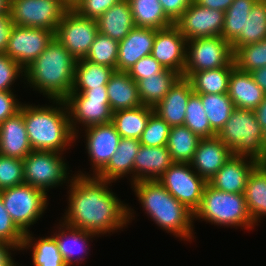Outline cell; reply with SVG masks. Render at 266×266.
Wrapping results in <instances>:
<instances>
[{
	"label": "cell",
	"instance_id": "1",
	"mask_svg": "<svg viewBox=\"0 0 266 266\" xmlns=\"http://www.w3.org/2000/svg\"><path fill=\"white\" fill-rule=\"evenodd\" d=\"M77 172L68 185V209L60 220L98 237L127 227L135 212L110 190L113 182Z\"/></svg>",
	"mask_w": 266,
	"mask_h": 266
},
{
	"label": "cell",
	"instance_id": "2",
	"mask_svg": "<svg viewBox=\"0 0 266 266\" xmlns=\"http://www.w3.org/2000/svg\"><path fill=\"white\" fill-rule=\"evenodd\" d=\"M76 61L54 37L24 70L23 82L49 100H64L73 87Z\"/></svg>",
	"mask_w": 266,
	"mask_h": 266
},
{
	"label": "cell",
	"instance_id": "3",
	"mask_svg": "<svg viewBox=\"0 0 266 266\" xmlns=\"http://www.w3.org/2000/svg\"><path fill=\"white\" fill-rule=\"evenodd\" d=\"M55 105L22 104L28 140L32 150L63 153L75 143L64 100H51ZM47 105V106H46ZM59 105V106H58ZM72 143V144H71ZM68 147V148H67Z\"/></svg>",
	"mask_w": 266,
	"mask_h": 266
},
{
	"label": "cell",
	"instance_id": "4",
	"mask_svg": "<svg viewBox=\"0 0 266 266\" xmlns=\"http://www.w3.org/2000/svg\"><path fill=\"white\" fill-rule=\"evenodd\" d=\"M132 187L143 211L160 229L192 241L194 213L172 196L158 180L133 182Z\"/></svg>",
	"mask_w": 266,
	"mask_h": 266
},
{
	"label": "cell",
	"instance_id": "5",
	"mask_svg": "<svg viewBox=\"0 0 266 266\" xmlns=\"http://www.w3.org/2000/svg\"><path fill=\"white\" fill-rule=\"evenodd\" d=\"M194 220L206 221L220 227H255L247 209L244 193L219 191L208 183L204 187L200 206L194 212Z\"/></svg>",
	"mask_w": 266,
	"mask_h": 266
},
{
	"label": "cell",
	"instance_id": "6",
	"mask_svg": "<svg viewBox=\"0 0 266 266\" xmlns=\"http://www.w3.org/2000/svg\"><path fill=\"white\" fill-rule=\"evenodd\" d=\"M217 137L232 150L233 155L254 158L262 163L263 130L254 110L235 107Z\"/></svg>",
	"mask_w": 266,
	"mask_h": 266
},
{
	"label": "cell",
	"instance_id": "7",
	"mask_svg": "<svg viewBox=\"0 0 266 266\" xmlns=\"http://www.w3.org/2000/svg\"><path fill=\"white\" fill-rule=\"evenodd\" d=\"M64 101L75 139L79 136L77 134L80 124L86 129L112 122L113 112L108 100L107 86L91 88L86 91H71Z\"/></svg>",
	"mask_w": 266,
	"mask_h": 266
},
{
	"label": "cell",
	"instance_id": "8",
	"mask_svg": "<svg viewBox=\"0 0 266 266\" xmlns=\"http://www.w3.org/2000/svg\"><path fill=\"white\" fill-rule=\"evenodd\" d=\"M3 204L13 222L25 234L36 224L48 207V198L43 190L23 183L0 190Z\"/></svg>",
	"mask_w": 266,
	"mask_h": 266
},
{
	"label": "cell",
	"instance_id": "9",
	"mask_svg": "<svg viewBox=\"0 0 266 266\" xmlns=\"http://www.w3.org/2000/svg\"><path fill=\"white\" fill-rule=\"evenodd\" d=\"M63 154L55 151L32 150L24 159V182L43 190L46 194L49 189L69 184V166ZM69 178V179H68Z\"/></svg>",
	"mask_w": 266,
	"mask_h": 266
},
{
	"label": "cell",
	"instance_id": "10",
	"mask_svg": "<svg viewBox=\"0 0 266 266\" xmlns=\"http://www.w3.org/2000/svg\"><path fill=\"white\" fill-rule=\"evenodd\" d=\"M231 44L222 36L199 37L186 41V65L183 72H198L235 66Z\"/></svg>",
	"mask_w": 266,
	"mask_h": 266
},
{
	"label": "cell",
	"instance_id": "11",
	"mask_svg": "<svg viewBox=\"0 0 266 266\" xmlns=\"http://www.w3.org/2000/svg\"><path fill=\"white\" fill-rule=\"evenodd\" d=\"M70 7L63 0H12L10 14L16 26L43 28L56 32Z\"/></svg>",
	"mask_w": 266,
	"mask_h": 266
},
{
	"label": "cell",
	"instance_id": "12",
	"mask_svg": "<svg viewBox=\"0 0 266 266\" xmlns=\"http://www.w3.org/2000/svg\"><path fill=\"white\" fill-rule=\"evenodd\" d=\"M165 189L193 213L199 208L208 183L190 163L174 162L158 179Z\"/></svg>",
	"mask_w": 266,
	"mask_h": 266
},
{
	"label": "cell",
	"instance_id": "13",
	"mask_svg": "<svg viewBox=\"0 0 266 266\" xmlns=\"http://www.w3.org/2000/svg\"><path fill=\"white\" fill-rule=\"evenodd\" d=\"M98 33L95 19L80 16L70 8L58 24L55 38L76 59H84Z\"/></svg>",
	"mask_w": 266,
	"mask_h": 266
},
{
	"label": "cell",
	"instance_id": "14",
	"mask_svg": "<svg viewBox=\"0 0 266 266\" xmlns=\"http://www.w3.org/2000/svg\"><path fill=\"white\" fill-rule=\"evenodd\" d=\"M55 37V32L33 27L14 25L5 54L24 70L45 50Z\"/></svg>",
	"mask_w": 266,
	"mask_h": 266
},
{
	"label": "cell",
	"instance_id": "15",
	"mask_svg": "<svg viewBox=\"0 0 266 266\" xmlns=\"http://www.w3.org/2000/svg\"><path fill=\"white\" fill-rule=\"evenodd\" d=\"M225 12L205 8L194 1L174 23L188 41L199 37L221 36Z\"/></svg>",
	"mask_w": 266,
	"mask_h": 266
},
{
	"label": "cell",
	"instance_id": "16",
	"mask_svg": "<svg viewBox=\"0 0 266 266\" xmlns=\"http://www.w3.org/2000/svg\"><path fill=\"white\" fill-rule=\"evenodd\" d=\"M151 55L166 69L174 70L183 77L186 65V40L173 24L155 29V40Z\"/></svg>",
	"mask_w": 266,
	"mask_h": 266
},
{
	"label": "cell",
	"instance_id": "17",
	"mask_svg": "<svg viewBox=\"0 0 266 266\" xmlns=\"http://www.w3.org/2000/svg\"><path fill=\"white\" fill-rule=\"evenodd\" d=\"M86 137L88 157L92 165L93 174L96 176L109 162L115 153L121 136L112 122L95 125L83 129Z\"/></svg>",
	"mask_w": 266,
	"mask_h": 266
},
{
	"label": "cell",
	"instance_id": "18",
	"mask_svg": "<svg viewBox=\"0 0 266 266\" xmlns=\"http://www.w3.org/2000/svg\"><path fill=\"white\" fill-rule=\"evenodd\" d=\"M258 163L254 158L232 155L208 184L219 191L244 193L249 175Z\"/></svg>",
	"mask_w": 266,
	"mask_h": 266
},
{
	"label": "cell",
	"instance_id": "19",
	"mask_svg": "<svg viewBox=\"0 0 266 266\" xmlns=\"http://www.w3.org/2000/svg\"><path fill=\"white\" fill-rule=\"evenodd\" d=\"M232 155V150L217 136L201 138L190 165L208 182Z\"/></svg>",
	"mask_w": 266,
	"mask_h": 266
},
{
	"label": "cell",
	"instance_id": "20",
	"mask_svg": "<svg viewBox=\"0 0 266 266\" xmlns=\"http://www.w3.org/2000/svg\"><path fill=\"white\" fill-rule=\"evenodd\" d=\"M58 231L53 233L58 249L66 266H73L84 262L85 257L89 253V242L95 233L85 231L80 228L71 227L63 222H59ZM81 253V254H80ZM84 254V255H82ZM80 255V256H79Z\"/></svg>",
	"mask_w": 266,
	"mask_h": 266
},
{
	"label": "cell",
	"instance_id": "21",
	"mask_svg": "<svg viewBox=\"0 0 266 266\" xmlns=\"http://www.w3.org/2000/svg\"><path fill=\"white\" fill-rule=\"evenodd\" d=\"M155 29L134 27L119 42L116 71L127 72L137 61L152 53Z\"/></svg>",
	"mask_w": 266,
	"mask_h": 266
},
{
	"label": "cell",
	"instance_id": "22",
	"mask_svg": "<svg viewBox=\"0 0 266 266\" xmlns=\"http://www.w3.org/2000/svg\"><path fill=\"white\" fill-rule=\"evenodd\" d=\"M193 93L190 81L181 76L153 108L154 112L171 127L184 125L186 106Z\"/></svg>",
	"mask_w": 266,
	"mask_h": 266
},
{
	"label": "cell",
	"instance_id": "23",
	"mask_svg": "<svg viewBox=\"0 0 266 266\" xmlns=\"http://www.w3.org/2000/svg\"><path fill=\"white\" fill-rule=\"evenodd\" d=\"M173 163L166 146L141 145L133 163V182L157 180Z\"/></svg>",
	"mask_w": 266,
	"mask_h": 266
},
{
	"label": "cell",
	"instance_id": "24",
	"mask_svg": "<svg viewBox=\"0 0 266 266\" xmlns=\"http://www.w3.org/2000/svg\"><path fill=\"white\" fill-rule=\"evenodd\" d=\"M31 151L24 116L20 111L0 123L1 155L23 160Z\"/></svg>",
	"mask_w": 266,
	"mask_h": 266
},
{
	"label": "cell",
	"instance_id": "25",
	"mask_svg": "<svg viewBox=\"0 0 266 266\" xmlns=\"http://www.w3.org/2000/svg\"><path fill=\"white\" fill-rule=\"evenodd\" d=\"M227 94L236 108L249 110H254L265 96L250 72L241 71L236 66L231 70Z\"/></svg>",
	"mask_w": 266,
	"mask_h": 266
},
{
	"label": "cell",
	"instance_id": "26",
	"mask_svg": "<svg viewBox=\"0 0 266 266\" xmlns=\"http://www.w3.org/2000/svg\"><path fill=\"white\" fill-rule=\"evenodd\" d=\"M140 146L141 144L138 139L121 138L119 145L115 153L110 158L108 164L96 175V177L110 182H115L126 175H130L132 184L133 163Z\"/></svg>",
	"mask_w": 266,
	"mask_h": 266
},
{
	"label": "cell",
	"instance_id": "27",
	"mask_svg": "<svg viewBox=\"0 0 266 266\" xmlns=\"http://www.w3.org/2000/svg\"><path fill=\"white\" fill-rule=\"evenodd\" d=\"M107 95L112 112L142 105L137 82L128 72L114 71L107 83Z\"/></svg>",
	"mask_w": 266,
	"mask_h": 266
},
{
	"label": "cell",
	"instance_id": "28",
	"mask_svg": "<svg viewBox=\"0 0 266 266\" xmlns=\"http://www.w3.org/2000/svg\"><path fill=\"white\" fill-rule=\"evenodd\" d=\"M98 32L120 42L135 27L128 0H120L97 20Z\"/></svg>",
	"mask_w": 266,
	"mask_h": 266
},
{
	"label": "cell",
	"instance_id": "29",
	"mask_svg": "<svg viewBox=\"0 0 266 266\" xmlns=\"http://www.w3.org/2000/svg\"><path fill=\"white\" fill-rule=\"evenodd\" d=\"M244 195L251 221L257 226L266 217V164L258 163L253 168Z\"/></svg>",
	"mask_w": 266,
	"mask_h": 266
},
{
	"label": "cell",
	"instance_id": "30",
	"mask_svg": "<svg viewBox=\"0 0 266 266\" xmlns=\"http://www.w3.org/2000/svg\"><path fill=\"white\" fill-rule=\"evenodd\" d=\"M235 66H225L198 72H183L195 94H223L228 93L231 70Z\"/></svg>",
	"mask_w": 266,
	"mask_h": 266
},
{
	"label": "cell",
	"instance_id": "31",
	"mask_svg": "<svg viewBox=\"0 0 266 266\" xmlns=\"http://www.w3.org/2000/svg\"><path fill=\"white\" fill-rule=\"evenodd\" d=\"M181 75L170 69L137 82L142 105L154 108L168 93Z\"/></svg>",
	"mask_w": 266,
	"mask_h": 266
},
{
	"label": "cell",
	"instance_id": "32",
	"mask_svg": "<svg viewBox=\"0 0 266 266\" xmlns=\"http://www.w3.org/2000/svg\"><path fill=\"white\" fill-rule=\"evenodd\" d=\"M154 109L141 105L133 109L119 110L113 113L112 123L121 138L140 139L146 129L149 117Z\"/></svg>",
	"mask_w": 266,
	"mask_h": 266
},
{
	"label": "cell",
	"instance_id": "33",
	"mask_svg": "<svg viewBox=\"0 0 266 266\" xmlns=\"http://www.w3.org/2000/svg\"><path fill=\"white\" fill-rule=\"evenodd\" d=\"M115 69L89 60L76 61L74 83L71 91H86L106 86Z\"/></svg>",
	"mask_w": 266,
	"mask_h": 266
},
{
	"label": "cell",
	"instance_id": "34",
	"mask_svg": "<svg viewBox=\"0 0 266 266\" xmlns=\"http://www.w3.org/2000/svg\"><path fill=\"white\" fill-rule=\"evenodd\" d=\"M135 27L162 29L174 23L166 16L159 0H128Z\"/></svg>",
	"mask_w": 266,
	"mask_h": 266
},
{
	"label": "cell",
	"instance_id": "35",
	"mask_svg": "<svg viewBox=\"0 0 266 266\" xmlns=\"http://www.w3.org/2000/svg\"><path fill=\"white\" fill-rule=\"evenodd\" d=\"M32 236L33 234L30 232L25 233L21 250L24 251L26 249L27 251V249H32V262L34 266H66L52 234L49 237L37 239Z\"/></svg>",
	"mask_w": 266,
	"mask_h": 266
},
{
	"label": "cell",
	"instance_id": "36",
	"mask_svg": "<svg viewBox=\"0 0 266 266\" xmlns=\"http://www.w3.org/2000/svg\"><path fill=\"white\" fill-rule=\"evenodd\" d=\"M200 139L185 125L171 127L166 147L173 162L190 163Z\"/></svg>",
	"mask_w": 266,
	"mask_h": 266
},
{
	"label": "cell",
	"instance_id": "37",
	"mask_svg": "<svg viewBox=\"0 0 266 266\" xmlns=\"http://www.w3.org/2000/svg\"><path fill=\"white\" fill-rule=\"evenodd\" d=\"M264 39H266V2L257 0L246 18L244 31L240 32V36L231 44V47L234 51L238 47Z\"/></svg>",
	"mask_w": 266,
	"mask_h": 266
},
{
	"label": "cell",
	"instance_id": "38",
	"mask_svg": "<svg viewBox=\"0 0 266 266\" xmlns=\"http://www.w3.org/2000/svg\"><path fill=\"white\" fill-rule=\"evenodd\" d=\"M198 95L201 98L211 129L218 134L235 108L233 101L227 93Z\"/></svg>",
	"mask_w": 266,
	"mask_h": 266
},
{
	"label": "cell",
	"instance_id": "39",
	"mask_svg": "<svg viewBox=\"0 0 266 266\" xmlns=\"http://www.w3.org/2000/svg\"><path fill=\"white\" fill-rule=\"evenodd\" d=\"M257 0H234L225 11L221 36L232 44L244 31V24L252 6Z\"/></svg>",
	"mask_w": 266,
	"mask_h": 266
},
{
	"label": "cell",
	"instance_id": "40",
	"mask_svg": "<svg viewBox=\"0 0 266 266\" xmlns=\"http://www.w3.org/2000/svg\"><path fill=\"white\" fill-rule=\"evenodd\" d=\"M184 125L200 138L217 136V134L211 129L201 98L198 94L193 93L188 100Z\"/></svg>",
	"mask_w": 266,
	"mask_h": 266
},
{
	"label": "cell",
	"instance_id": "41",
	"mask_svg": "<svg viewBox=\"0 0 266 266\" xmlns=\"http://www.w3.org/2000/svg\"><path fill=\"white\" fill-rule=\"evenodd\" d=\"M233 52L235 66L241 71L252 72L266 66V39L238 47Z\"/></svg>",
	"mask_w": 266,
	"mask_h": 266
},
{
	"label": "cell",
	"instance_id": "42",
	"mask_svg": "<svg viewBox=\"0 0 266 266\" xmlns=\"http://www.w3.org/2000/svg\"><path fill=\"white\" fill-rule=\"evenodd\" d=\"M118 48L117 40L98 32L85 59L116 70Z\"/></svg>",
	"mask_w": 266,
	"mask_h": 266
},
{
	"label": "cell",
	"instance_id": "43",
	"mask_svg": "<svg viewBox=\"0 0 266 266\" xmlns=\"http://www.w3.org/2000/svg\"><path fill=\"white\" fill-rule=\"evenodd\" d=\"M171 126L155 112L149 117L139 141L148 147L166 146Z\"/></svg>",
	"mask_w": 266,
	"mask_h": 266
},
{
	"label": "cell",
	"instance_id": "44",
	"mask_svg": "<svg viewBox=\"0 0 266 266\" xmlns=\"http://www.w3.org/2000/svg\"><path fill=\"white\" fill-rule=\"evenodd\" d=\"M23 160L0 154V190L23 184Z\"/></svg>",
	"mask_w": 266,
	"mask_h": 266
},
{
	"label": "cell",
	"instance_id": "45",
	"mask_svg": "<svg viewBox=\"0 0 266 266\" xmlns=\"http://www.w3.org/2000/svg\"><path fill=\"white\" fill-rule=\"evenodd\" d=\"M25 234L17 227L7 212L0 195V241L22 248Z\"/></svg>",
	"mask_w": 266,
	"mask_h": 266
},
{
	"label": "cell",
	"instance_id": "46",
	"mask_svg": "<svg viewBox=\"0 0 266 266\" xmlns=\"http://www.w3.org/2000/svg\"><path fill=\"white\" fill-rule=\"evenodd\" d=\"M24 69L5 53H0V91L13 90L11 86L23 78ZM21 74V76H20Z\"/></svg>",
	"mask_w": 266,
	"mask_h": 266
},
{
	"label": "cell",
	"instance_id": "47",
	"mask_svg": "<svg viewBox=\"0 0 266 266\" xmlns=\"http://www.w3.org/2000/svg\"><path fill=\"white\" fill-rule=\"evenodd\" d=\"M120 0H79L73 7L80 16L97 20Z\"/></svg>",
	"mask_w": 266,
	"mask_h": 266
},
{
	"label": "cell",
	"instance_id": "48",
	"mask_svg": "<svg viewBox=\"0 0 266 266\" xmlns=\"http://www.w3.org/2000/svg\"><path fill=\"white\" fill-rule=\"evenodd\" d=\"M166 70L151 54L137 61L127 72L136 82Z\"/></svg>",
	"mask_w": 266,
	"mask_h": 266
},
{
	"label": "cell",
	"instance_id": "49",
	"mask_svg": "<svg viewBox=\"0 0 266 266\" xmlns=\"http://www.w3.org/2000/svg\"><path fill=\"white\" fill-rule=\"evenodd\" d=\"M16 96L12 90L0 91V123L20 111L23 102L21 103Z\"/></svg>",
	"mask_w": 266,
	"mask_h": 266
},
{
	"label": "cell",
	"instance_id": "50",
	"mask_svg": "<svg viewBox=\"0 0 266 266\" xmlns=\"http://www.w3.org/2000/svg\"><path fill=\"white\" fill-rule=\"evenodd\" d=\"M193 0H159L166 16L175 23Z\"/></svg>",
	"mask_w": 266,
	"mask_h": 266
},
{
	"label": "cell",
	"instance_id": "51",
	"mask_svg": "<svg viewBox=\"0 0 266 266\" xmlns=\"http://www.w3.org/2000/svg\"><path fill=\"white\" fill-rule=\"evenodd\" d=\"M14 24L11 14H0V53H5Z\"/></svg>",
	"mask_w": 266,
	"mask_h": 266
},
{
	"label": "cell",
	"instance_id": "52",
	"mask_svg": "<svg viewBox=\"0 0 266 266\" xmlns=\"http://www.w3.org/2000/svg\"><path fill=\"white\" fill-rule=\"evenodd\" d=\"M15 249L17 251L21 250L14 244L0 241V266H16V262L13 257H11L13 254L11 252L15 251Z\"/></svg>",
	"mask_w": 266,
	"mask_h": 266
},
{
	"label": "cell",
	"instance_id": "53",
	"mask_svg": "<svg viewBox=\"0 0 266 266\" xmlns=\"http://www.w3.org/2000/svg\"><path fill=\"white\" fill-rule=\"evenodd\" d=\"M198 5L225 12L234 0H193Z\"/></svg>",
	"mask_w": 266,
	"mask_h": 266
},
{
	"label": "cell",
	"instance_id": "54",
	"mask_svg": "<svg viewBox=\"0 0 266 266\" xmlns=\"http://www.w3.org/2000/svg\"><path fill=\"white\" fill-rule=\"evenodd\" d=\"M256 119L262 130L266 129V94L263 101L254 109Z\"/></svg>",
	"mask_w": 266,
	"mask_h": 266
},
{
	"label": "cell",
	"instance_id": "55",
	"mask_svg": "<svg viewBox=\"0 0 266 266\" xmlns=\"http://www.w3.org/2000/svg\"><path fill=\"white\" fill-rule=\"evenodd\" d=\"M250 74L252 75V78L256 84H258L266 94V66L258 68L250 72Z\"/></svg>",
	"mask_w": 266,
	"mask_h": 266
},
{
	"label": "cell",
	"instance_id": "56",
	"mask_svg": "<svg viewBox=\"0 0 266 266\" xmlns=\"http://www.w3.org/2000/svg\"><path fill=\"white\" fill-rule=\"evenodd\" d=\"M9 13H10V1L0 0V14H9Z\"/></svg>",
	"mask_w": 266,
	"mask_h": 266
},
{
	"label": "cell",
	"instance_id": "57",
	"mask_svg": "<svg viewBox=\"0 0 266 266\" xmlns=\"http://www.w3.org/2000/svg\"><path fill=\"white\" fill-rule=\"evenodd\" d=\"M262 145H263L262 163L266 164V129L263 130Z\"/></svg>",
	"mask_w": 266,
	"mask_h": 266
},
{
	"label": "cell",
	"instance_id": "58",
	"mask_svg": "<svg viewBox=\"0 0 266 266\" xmlns=\"http://www.w3.org/2000/svg\"><path fill=\"white\" fill-rule=\"evenodd\" d=\"M70 8H72L79 0H63Z\"/></svg>",
	"mask_w": 266,
	"mask_h": 266
}]
</instances>
